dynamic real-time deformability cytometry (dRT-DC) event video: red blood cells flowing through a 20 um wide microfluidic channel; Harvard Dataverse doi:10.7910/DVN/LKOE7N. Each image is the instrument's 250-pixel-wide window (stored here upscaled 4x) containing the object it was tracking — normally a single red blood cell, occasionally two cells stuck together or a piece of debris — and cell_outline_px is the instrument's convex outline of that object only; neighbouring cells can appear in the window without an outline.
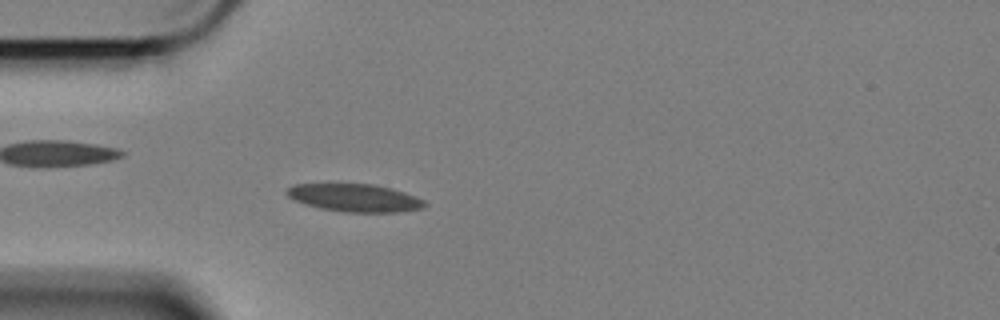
{"species": "Egyptian fruit bat (a non-hibernating species)", "species_latin": "Rousettus aegyptiacus", "temperature_condition": "cold", "stored_images_in_passage": 56, "camera_frame_rate_fps": 3000, "um_per_image_px": 0.085, "animal": {"sex": "female"}, "frame": {"image": 1, "passage_image": 16, "time_ms": 5.0, "image_size_px": [1000, 320], "cell_outline_px": [[428, 204], [424, 208], [400, 212], [344, 212], [320, 208], [304, 204], [292, 200], [284, 192], [284, 188], [292, 184], [372, 184], [392, 188], [404, 192], [424, 200]], "centroid_in_image_um": [30.11, 16.81], "position_along_channel_um": 54.9, "area_um2": 22.6}}
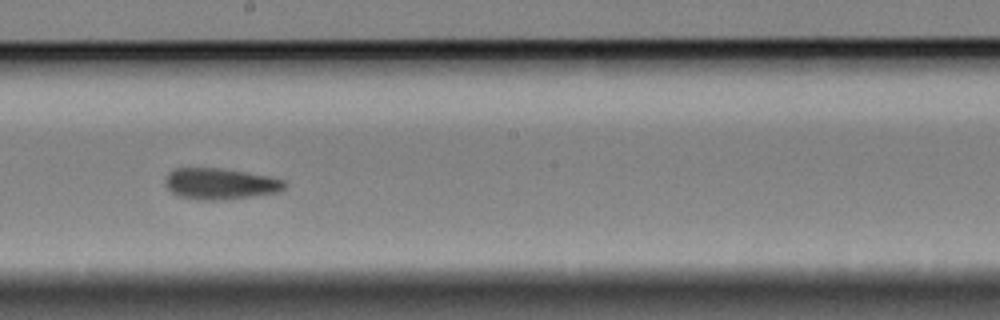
{"frame": {"image": 2, "passage_image": 32, "time_ms": 10.333, "image_size_px": [1000, 320], "cell_outline_px": [[288, 184], [280, 192], [220, 200], [196, 200], [176, 196], [164, 184], [164, 180], [168, 172], [176, 168], [220, 168], [268, 176], [284, 180]], "centroid_in_image_um": [18.68, 15.62], "position_along_channel_um": 229.5, "area_um2": 21.79}}
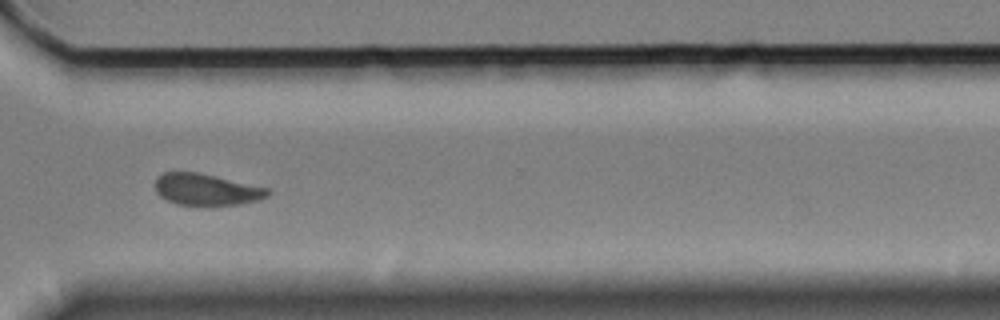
{"frame": {"image": 3, "passage_image": 43, "time_ms": 14.0, "image_size_px": [1000, 320], "cell_outline_px": [[272, 192], [268, 196], [260, 200], [240, 204], [176, 204], [160, 196], [156, 192], [156, 180], [164, 172], [196, 172], [216, 176], [268, 188]], "centroid_in_image_um": [17.58, 16.1], "position_along_channel_um": 353.0, "area_um2": 20.35}}